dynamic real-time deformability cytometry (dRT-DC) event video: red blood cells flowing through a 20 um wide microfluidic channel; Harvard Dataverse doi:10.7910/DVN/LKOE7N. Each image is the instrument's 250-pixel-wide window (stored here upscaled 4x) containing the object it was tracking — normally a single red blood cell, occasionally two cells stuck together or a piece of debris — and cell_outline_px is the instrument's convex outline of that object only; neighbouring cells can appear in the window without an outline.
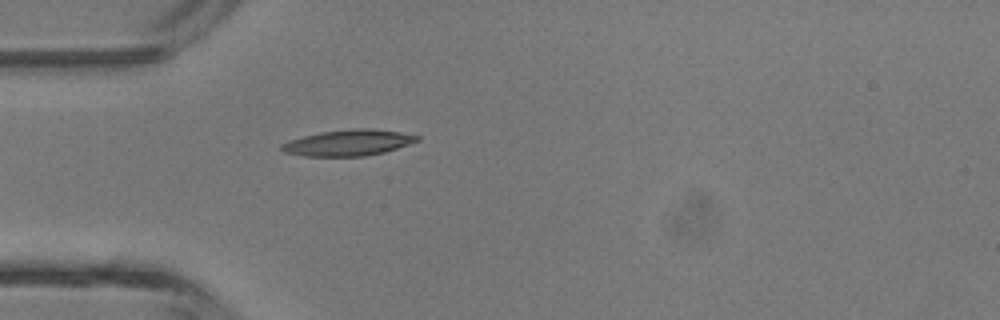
{"species": "common noctule bat (a hibernating species)", "species_latin": "Nyctalus noctula", "temperature_condition": "room temperature", "stored_images_in_passage": 2, "camera_frame_rate_fps": 3000, "um_per_image_px": 0.085, "animal": {"sex": "male", "body_mass_g": 13.3}, "frame": {"image": 1, "passage_image": 2, "time_ms": 1.0, "image_size_px": [1000, 320], "cell_outline_px": [[420, 140], [384, 152], [364, 156], [304, 156], [284, 152], [280, 148], [280, 144], [288, 140], [320, 132], [352, 128], [364, 128], [400, 132], [420, 136]], "centroid_in_image_um": [29.57, 12.13], "position_along_channel_um": 55.4, "area_um2": 20.46}}